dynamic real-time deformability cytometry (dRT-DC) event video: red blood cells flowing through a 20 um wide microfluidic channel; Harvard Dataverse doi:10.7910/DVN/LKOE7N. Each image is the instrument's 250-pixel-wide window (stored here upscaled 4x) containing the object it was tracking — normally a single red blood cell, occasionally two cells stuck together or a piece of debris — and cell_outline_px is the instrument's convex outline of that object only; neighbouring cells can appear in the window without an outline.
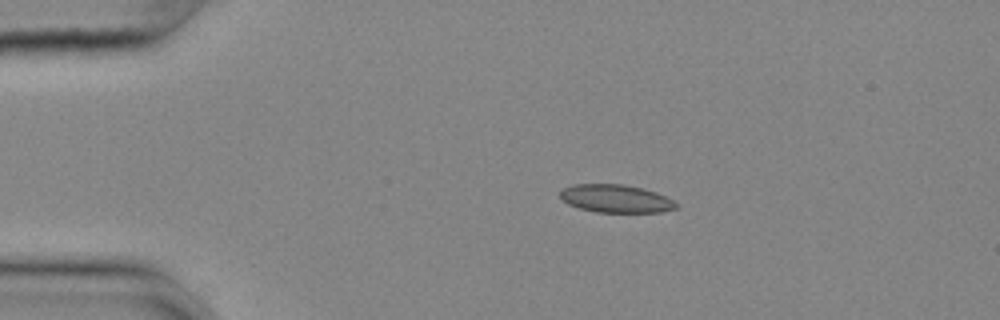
{"species": "common noctule bat (a hibernating species)", "species_latin": "Nyctalus noctula", "temperature_condition": "cold", "stored_images_in_passage": 45, "camera_frame_rate_fps": 3000, "um_per_image_px": 0.085, "animal": {"sex": "female", "body_mass_g": 25.1}, "frame": {"image": 1, "passage_image": 1, "time_ms": 0.0, "image_size_px": [1000, 320], "cell_outline_px": [[680, 208], [660, 212], [596, 212], [580, 208], [568, 204], [560, 196], [560, 192], [564, 188], [572, 184], [624, 184], [644, 188], [656, 192], [680, 204]], "centroid_in_image_um": [52.39, 16.88], "position_along_channel_um": 32.6, "area_um2": 19.02}}
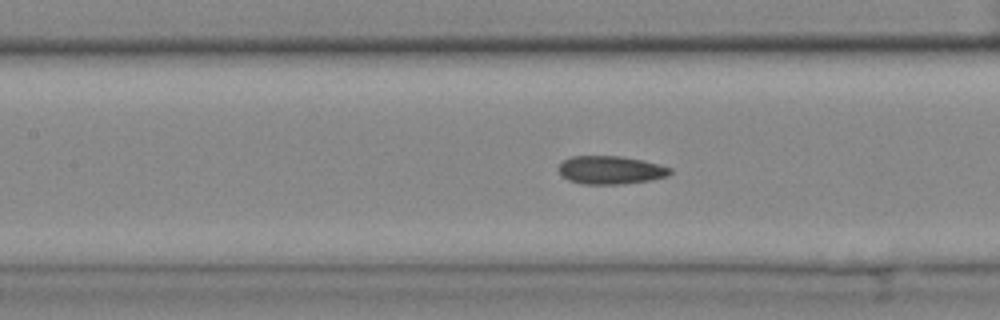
{"frame": {"image": 2, "passage_image": 15, "time_ms": 4.667, "image_size_px": [1000, 320], "cell_outline_px": [[672, 172], [668, 176], [648, 180], [624, 184], [580, 184], [568, 180], [560, 176], [556, 168], [564, 160], [572, 156], [620, 156], [660, 164], [672, 168]], "centroid_in_image_um": [51.86, 14.46], "position_along_channel_um": 155.5, "area_um2": 18.5}}
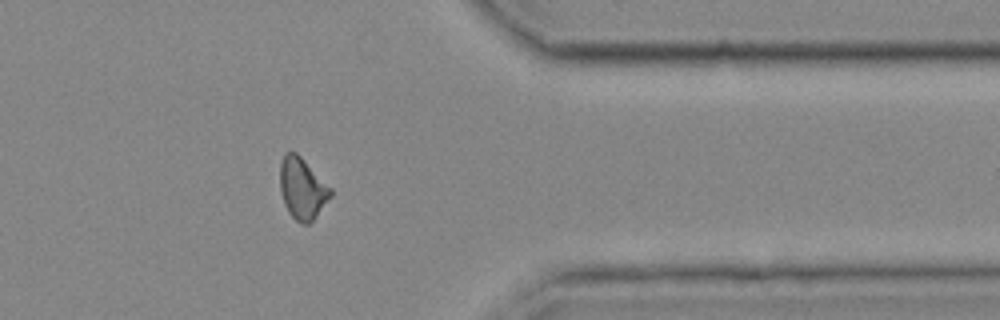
{"frame": {"image": 3, "passage_image": 35, "time_ms": 11.333, "image_size_px": [1000, 320], "cell_outline_px": [[332, 196], [316, 216], [308, 224], [300, 224], [288, 212], [284, 204], [280, 192], [280, 164], [284, 152], [296, 152], [332, 188]], "centroid_in_image_um": [25.69, 16.02], "position_along_channel_um": 385.7, "area_um2": 18.15}, "authors_computed_cell_mechanics": {"area_um2": 18.0914, "velocity_mm_per_s": 3.6433, "shape_relaxation_time_tau1_ms": 8.821, "shape_relaxation_time_tau2_ms": 3.0471, "deformation_change_tau1": 0.1648, "deformation_change_tau2": 0.0972}}